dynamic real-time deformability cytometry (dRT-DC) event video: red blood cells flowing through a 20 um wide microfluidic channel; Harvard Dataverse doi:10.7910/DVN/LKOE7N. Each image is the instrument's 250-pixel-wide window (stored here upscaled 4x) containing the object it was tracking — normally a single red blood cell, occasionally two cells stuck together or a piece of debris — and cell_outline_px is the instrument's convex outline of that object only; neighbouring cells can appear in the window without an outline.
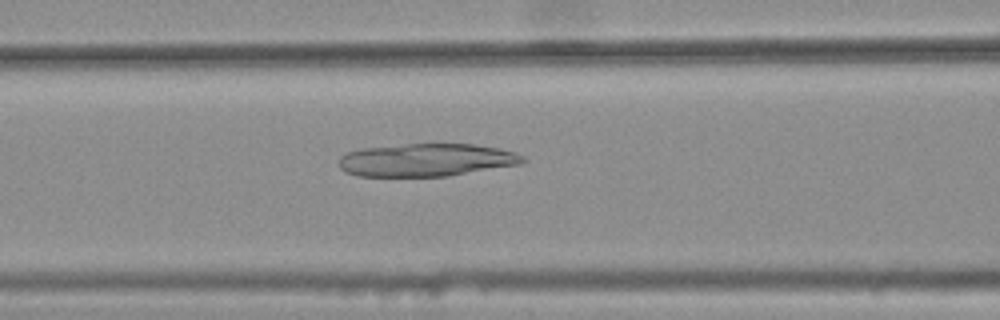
{"species": "common noctule bat (a hibernating species)", "species_latin": "Nyctalus noctula", "temperature_condition": "warm", "stored_images_in_passage": 46, "camera_frame_rate_fps": 3000, "um_per_image_px": 0.085, "animal": {"sex": "female", "body_mass_g": 25.1}, "frame": {"image": 1, "passage_image": 21, "time_ms": 6.667, "image_size_px": [1000, 320], "cell_outline_px": [[528, 160], [520, 164], [448, 176], [356, 176], [344, 172], [340, 168], [340, 156], [348, 152], [360, 148], [408, 144], [472, 144], [500, 148], [516, 152], [524, 156]], "centroid_in_image_um": [36.26, 13.6], "position_along_channel_um": 130.3, "area_um2": 35.32}}
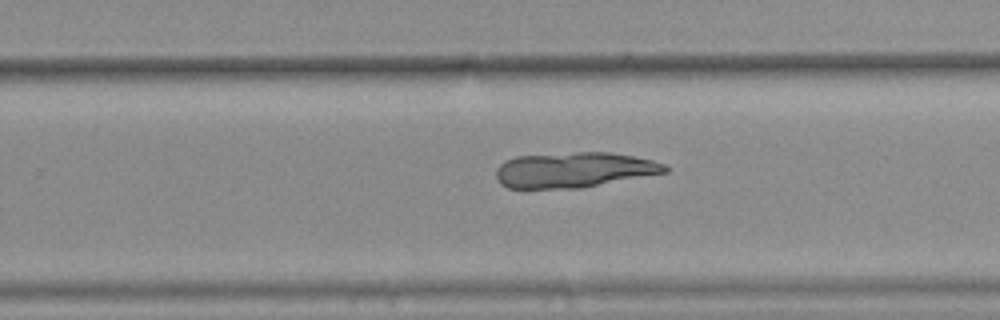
{"frame": {"image": 2, "passage_image": 33, "time_ms": 10.667, "image_size_px": [1000, 320], "cell_outline_px": [[668, 172], [580, 188], [508, 188], [500, 184], [496, 176], [496, 168], [504, 160], [516, 156], [576, 152], [612, 152], [652, 160], [664, 164], [668, 168]], "centroid_in_image_um": [48.76, 14.44], "position_along_channel_um": 281.0, "area_um2": 34.8}}
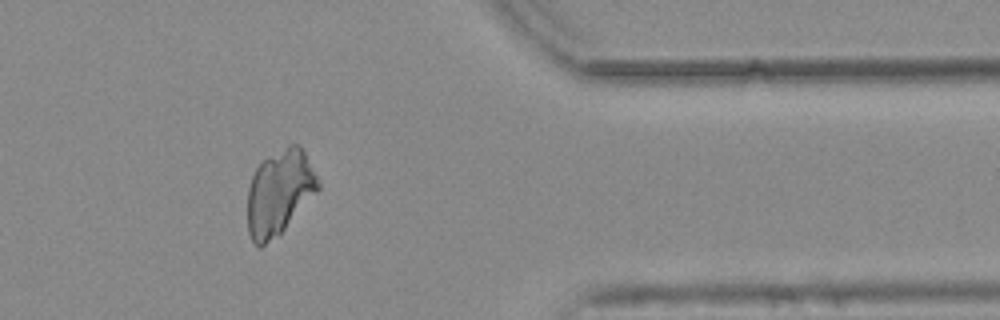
{"frame": {"image": 3, "passage_image": 43, "time_ms": 14.0, "image_size_px": [1000, 320], "cell_outline_px": [[320, 188], [284, 228], [280, 232], [260, 248], [256, 248], [248, 232], [248, 188], [252, 176], [260, 160], [288, 144], [300, 144], [320, 184]], "centroid_in_image_um": [23.71, 16.33], "position_along_channel_um": 387.7, "area_um2": 34.56}}